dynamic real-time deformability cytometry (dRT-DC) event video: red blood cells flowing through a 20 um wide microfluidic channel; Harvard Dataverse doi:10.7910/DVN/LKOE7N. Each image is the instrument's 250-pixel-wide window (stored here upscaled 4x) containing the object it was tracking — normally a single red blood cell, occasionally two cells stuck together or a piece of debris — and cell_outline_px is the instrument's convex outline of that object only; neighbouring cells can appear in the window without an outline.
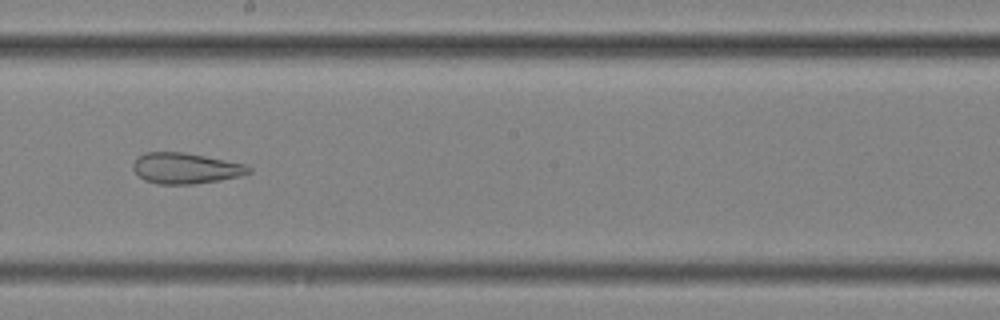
{"species": "common noctule bat (a hibernating species)", "species_latin": "Nyctalus noctula", "temperature_condition": "cold", "stored_images_in_passage": 56, "camera_frame_rate_fps": 3000, "um_per_image_px": 0.085, "animal": {"sex": "female", "body_mass_g": 25.1}, "frame": {"image": 1, "passage_image": 32, "time_ms": 10.333, "image_size_px": [1000, 320], "cell_outline_px": [[252, 172], [240, 176], [220, 180], [192, 184], [156, 184], [144, 180], [132, 168], [132, 164], [144, 152], [184, 152], [248, 164], [252, 168]], "centroid_in_image_um": [15.82, 14.3], "position_along_channel_um": 232.4, "area_um2": 20.87}, "authors_computed_cell_mechanics": {"area_um2": 29.767, "velocity_mm_per_s": 3.5899, "shape_relaxation_time_tau1_ms": null, "shape_relaxation_time_tau2_ms": 2.349, "deformation_change_tau1": null, "deformation_change_tau2": 0.1147}}